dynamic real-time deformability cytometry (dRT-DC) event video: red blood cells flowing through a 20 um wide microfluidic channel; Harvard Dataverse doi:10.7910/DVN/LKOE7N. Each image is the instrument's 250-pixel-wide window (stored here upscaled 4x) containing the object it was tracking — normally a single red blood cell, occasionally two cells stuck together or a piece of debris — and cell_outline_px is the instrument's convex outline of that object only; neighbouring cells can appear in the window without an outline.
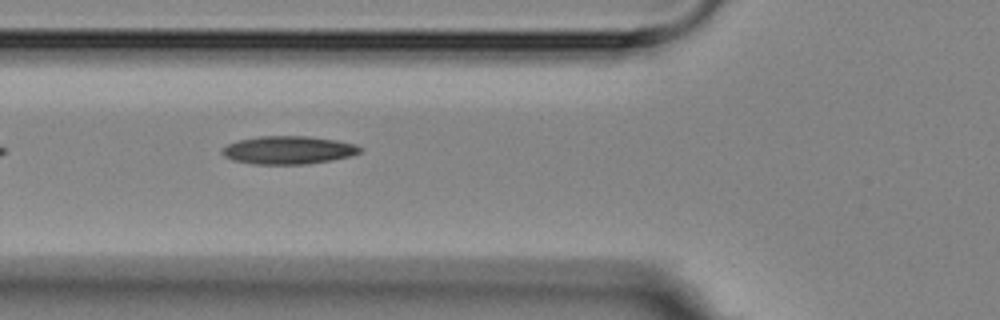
{"species": "Egyptian fruit bat (a non-hibernating species)", "species_latin": "Rousettus aegyptiacus", "temperature_condition": "room temperature", "stored_images_in_passage": 9, "camera_frame_rate_fps": 3000, "um_per_image_px": 0.085, "animal": {"sex": "female"}, "frame": {"image": 1, "passage_image": 6, "time_ms": 6.333, "image_size_px": [1000, 320], "cell_outline_px": [[364, 148], [360, 152], [352, 156], [332, 160], [304, 164], [252, 164], [232, 160], [224, 156], [220, 152], [228, 144], [240, 140], [260, 136], [308, 136], [336, 140], [356, 144]], "centroid_in_image_um": [24.54, 12.76], "position_along_channel_um": 101.3, "area_um2": 22.6}}
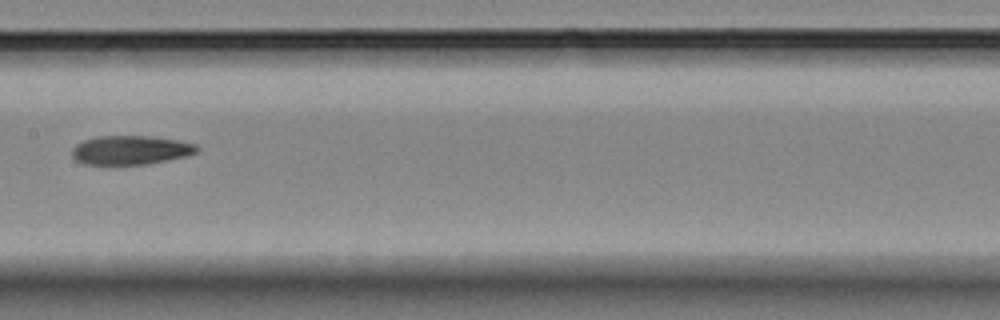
{"frame": {"image": 2, "passage_image": 8, "time_ms": 9.0, "image_size_px": [1000, 320], "cell_outline_px": [[200, 148], [196, 152], [184, 156], [144, 164], [84, 164], [76, 160], [72, 156], [72, 148], [76, 144], [84, 140], [96, 136], [148, 136], [180, 140], [196, 144]], "centroid_in_image_um": [11.08, 12.74], "position_along_channel_um": 196.3, "area_um2": 20.92}}
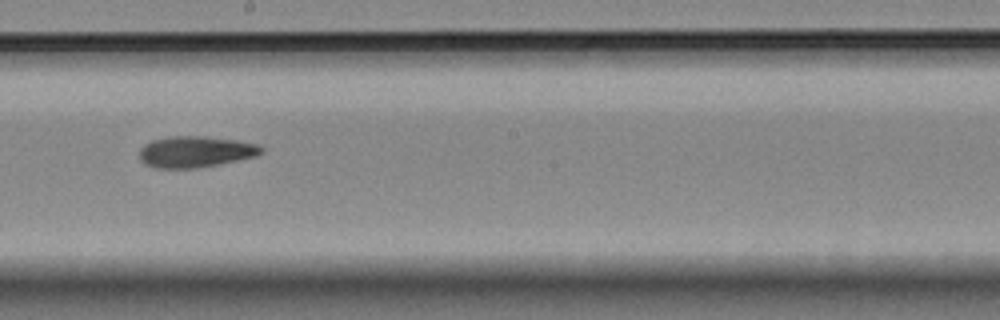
{"frame": {"image": 3, "passage_image": 9, "time_ms": 10.0, "image_size_px": [1000, 320], "cell_outline_px": [[264, 152], [256, 156], [196, 168], [156, 168], [144, 164], [140, 160], [140, 148], [144, 144], [152, 140], [172, 136], [204, 136], [236, 140], [260, 144], [264, 148]], "centroid_in_image_um": [16.62, 12.89], "position_along_channel_um": 231.6, "area_um2": 22.2}}